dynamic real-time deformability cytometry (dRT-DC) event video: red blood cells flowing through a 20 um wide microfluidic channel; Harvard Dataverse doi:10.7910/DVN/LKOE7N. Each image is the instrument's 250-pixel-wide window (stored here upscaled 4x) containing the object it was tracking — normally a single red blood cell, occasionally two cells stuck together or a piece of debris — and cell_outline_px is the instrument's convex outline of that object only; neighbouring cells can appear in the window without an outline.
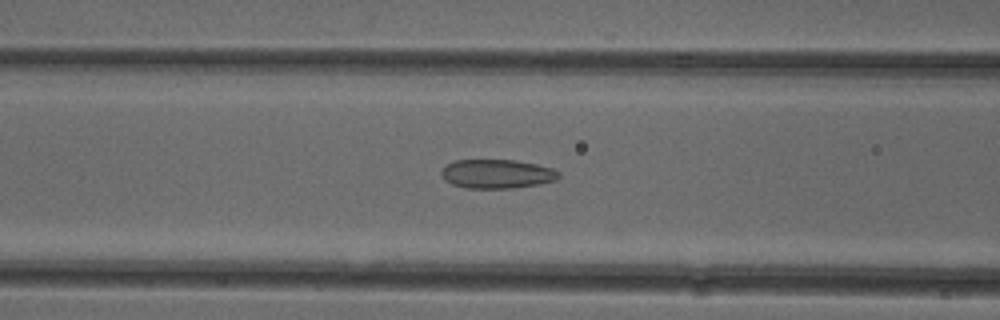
{"species": "common noctule bat (a hibernating species)", "species_latin": "Nyctalus noctula", "temperature_condition": "cold", "stored_images_in_passage": 52, "camera_frame_rate_fps": 3000, "um_per_image_px": 0.085, "animal": {"sex": "female"}, "frame": {"image": 1, "passage_image": 21, "time_ms": 6.667, "image_size_px": [1000, 320], "cell_outline_px": [[560, 176], [556, 180], [540, 184], [512, 188], [464, 188], [452, 184], [444, 180], [440, 172], [448, 164], [456, 160], [516, 160], [536, 164], [552, 168], [560, 172]], "centroid_in_image_um": [42.25, 14.78], "position_along_channel_um": 124.3, "area_um2": 19.88}}
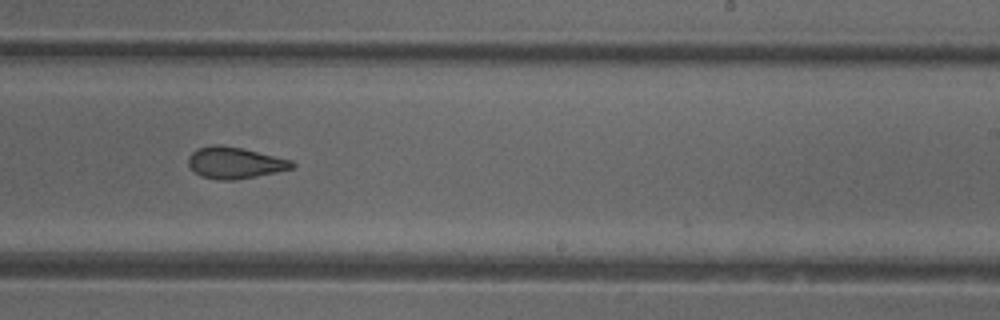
{"frame": {"image": 2, "passage_image": 32, "time_ms": 10.333, "image_size_px": [1000, 320], "cell_outline_px": [[296, 164], [292, 168], [276, 172], [256, 176], [232, 180], [216, 180], [200, 176], [188, 164], [188, 156], [196, 148], [212, 144], [220, 144], [244, 148], [292, 160]], "centroid_in_image_um": [19.94, 13.82], "position_along_channel_um": 269.1, "area_um2": 19.19}}
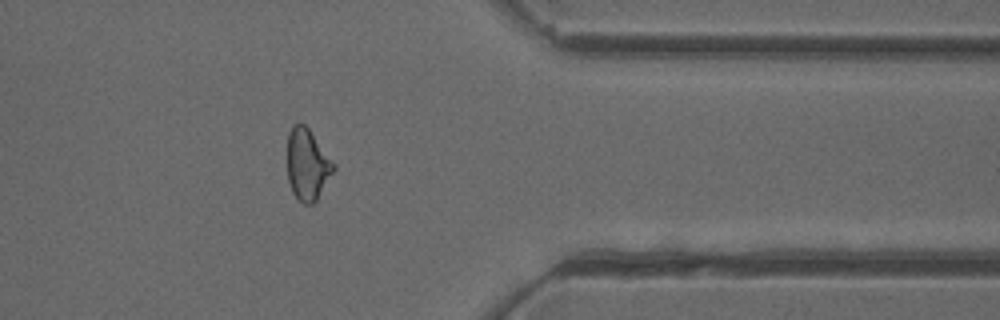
{"frame": {"image": 3, "passage_image": 42, "time_ms": 13.667, "image_size_px": [1000, 320], "cell_outline_px": [[336, 168], [316, 200], [312, 204], [304, 204], [292, 192], [288, 180], [288, 132], [292, 124], [300, 120], [308, 128], [336, 164]], "centroid_in_image_um": [26.13, 13.94], "position_along_channel_um": 385.3, "area_um2": 19.31}, "authors_computed_cell_mechanics": {"area_um2": 20.1144, "velocity_mm_per_s": 3.9541, "shape_relaxation_time_tau1_ms": null, "shape_relaxation_time_tau2_ms": 1.8892, "deformation_change_tau1": null, "deformation_change_tau2": 0.0777}}